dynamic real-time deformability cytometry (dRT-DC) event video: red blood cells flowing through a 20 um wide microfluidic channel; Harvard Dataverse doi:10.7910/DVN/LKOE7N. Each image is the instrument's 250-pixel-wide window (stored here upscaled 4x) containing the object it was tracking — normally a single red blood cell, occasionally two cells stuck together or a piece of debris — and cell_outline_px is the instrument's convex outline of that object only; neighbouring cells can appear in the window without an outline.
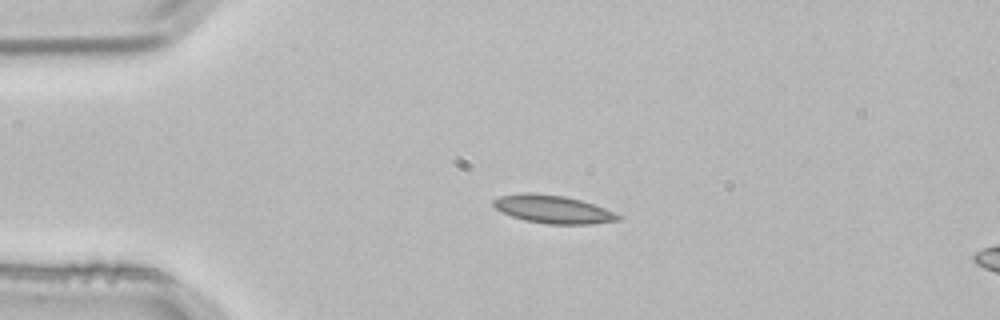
{"species": "common noctule bat (a hibernating species)", "species_latin": "Nyctalus noctula", "temperature_condition": "room temperature", "stored_images_in_passage": 4, "segment_of_instrument_passage": [1, 2], "camera_frame_rate_fps": 3000, "um_per_image_px": 0.085, "animal": {"sex": "male", "body_mass_g": 21.5, "forearm_length_mm": 52.0}, "frame": {"image": 1, "passage_image": 3, "time_ms": 0.667, "image_size_px": [1000, 320], "cell_outline_px": [[620, 220], [592, 224], [548, 224], [524, 220], [512, 216], [496, 208], [492, 204], [492, 200], [500, 196], [524, 192], [528, 192], [564, 196], [580, 200], [604, 208], [620, 216]], "centroid_in_image_um": [46.97, 17.79], "position_along_channel_um": 38.0, "area_um2": 20.11}}